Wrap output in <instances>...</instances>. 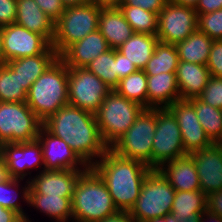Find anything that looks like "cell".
<instances>
[{
  "label": "cell",
  "mask_w": 222,
  "mask_h": 222,
  "mask_svg": "<svg viewBox=\"0 0 222 222\" xmlns=\"http://www.w3.org/2000/svg\"><path fill=\"white\" fill-rule=\"evenodd\" d=\"M222 8V0H199L195 7L197 14H206Z\"/></svg>",
  "instance_id": "f6af8a7d"
},
{
  "label": "cell",
  "mask_w": 222,
  "mask_h": 222,
  "mask_svg": "<svg viewBox=\"0 0 222 222\" xmlns=\"http://www.w3.org/2000/svg\"><path fill=\"white\" fill-rule=\"evenodd\" d=\"M202 215H191L183 222H201Z\"/></svg>",
  "instance_id": "9f6ffc18"
},
{
  "label": "cell",
  "mask_w": 222,
  "mask_h": 222,
  "mask_svg": "<svg viewBox=\"0 0 222 222\" xmlns=\"http://www.w3.org/2000/svg\"><path fill=\"white\" fill-rule=\"evenodd\" d=\"M134 33L156 35L158 14L134 6H119Z\"/></svg>",
  "instance_id": "e575fe53"
},
{
  "label": "cell",
  "mask_w": 222,
  "mask_h": 222,
  "mask_svg": "<svg viewBox=\"0 0 222 222\" xmlns=\"http://www.w3.org/2000/svg\"><path fill=\"white\" fill-rule=\"evenodd\" d=\"M219 146H220V148L222 149V139L217 143Z\"/></svg>",
  "instance_id": "680465c9"
},
{
  "label": "cell",
  "mask_w": 222,
  "mask_h": 222,
  "mask_svg": "<svg viewBox=\"0 0 222 222\" xmlns=\"http://www.w3.org/2000/svg\"><path fill=\"white\" fill-rule=\"evenodd\" d=\"M100 7H119L124 0H90Z\"/></svg>",
  "instance_id": "c3c4849f"
},
{
  "label": "cell",
  "mask_w": 222,
  "mask_h": 222,
  "mask_svg": "<svg viewBox=\"0 0 222 222\" xmlns=\"http://www.w3.org/2000/svg\"><path fill=\"white\" fill-rule=\"evenodd\" d=\"M175 189L158 169H151L141 187L140 195L129 211L136 222H149L171 213Z\"/></svg>",
  "instance_id": "52a82bcc"
},
{
  "label": "cell",
  "mask_w": 222,
  "mask_h": 222,
  "mask_svg": "<svg viewBox=\"0 0 222 222\" xmlns=\"http://www.w3.org/2000/svg\"><path fill=\"white\" fill-rule=\"evenodd\" d=\"M99 222H136L128 211H118L116 214L106 217Z\"/></svg>",
  "instance_id": "bcb514c9"
},
{
  "label": "cell",
  "mask_w": 222,
  "mask_h": 222,
  "mask_svg": "<svg viewBox=\"0 0 222 222\" xmlns=\"http://www.w3.org/2000/svg\"><path fill=\"white\" fill-rule=\"evenodd\" d=\"M86 68L112 89H114L119 83L120 79L117 77L115 49L110 48L105 53L99 55L92 60Z\"/></svg>",
  "instance_id": "d590c367"
},
{
  "label": "cell",
  "mask_w": 222,
  "mask_h": 222,
  "mask_svg": "<svg viewBox=\"0 0 222 222\" xmlns=\"http://www.w3.org/2000/svg\"><path fill=\"white\" fill-rule=\"evenodd\" d=\"M198 29V14L193 7L183 6L168 0L158 14V41L176 44L185 40Z\"/></svg>",
  "instance_id": "7c38bea8"
},
{
  "label": "cell",
  "mask_w": 222,
  "mask_h": 222,
  "mask_svg": "<svg viewBox=\"0 0 222 222\" xmlns=\"http://www.w3.org/2000/svg\"><path fill=\"white\" fill-rule=\"evenodd\" d=\"M22 181L23 179L10 178L8 181L0 182V205L4 208L14 210L20 216H25L28 213L23 210L20 203L22 201L20 200L22 199L28 205L30 182L26 179V183L23 186L20 185Z\"/></svg>",
  "instance_id": "d6a6232c"
},
{
  "label": "cell",
  "mask_w": 222,
  "mask_h": 222,
  "mask_svg": "<svg viewBox=\"0 0 222 222\" xmlns=\"http://www.w3.org/2000/svg\"><path fill=\"white\" fill-rule=\"evenodd\" d=\"M213 40L199 29L175 44L179 61L207 65Z\"/></svg>",
  "instance_id": "83f0119b"
},
{
  "label": "cell",
  "mask_w": 222,
  "mask_h": 222,
  "mask_svg": "<svg viewBox=\"0 0 222 222\" xmlns=\"http://www.w3.org/2000/svg\"><path fill=\"white\" fill-rule=\"evenodd\" d=\"M99 77L85 68H68L69 104L95 114L112 91Z\"/></svg>",
  "instance_id": "8fae6325"
},
{
  "label": "cell",
  "mask_w": 222,
  "mask_h": 222,
  "mask_svg": "<svg viewBox=\"0 0 222 222\" xmlns=\"http://www.w3.org/2000/svg\"><path fill=\"white\" fill-rule=\"evenodd\" d=\"M59 58L57 53H42L7 61L6 64L15 71L23 88L28 92L31 85Z\"/></svg>",
  "instance_id": "d4e9b609"
},
{
  "label": "cell",
  "mask_w": 222,
  "mask_h": 222,
  "mask_svg": "<svg viewBox=\"0 0 222 222\" xmlns=\"http://www.w3.org/2000/svg\"><path fill=\"white\" fill-rule=\"evenodd\" d=\"M98 30L112 49H118L134 34L119 7H102L100 9Z\"/></svg>",
  "instance_id": "44dd1931"
},
{
  "label": "cell",
  "mask_w": 222,
  "mask_h": 222,
  "mask_svg": "<svg viewBox=\"0 0 222 222\" xmlns=\"http://www.w3.org/2000/svg\"><path fill=\"white\" fill-rule=\"evenodd\" d=\"M206 66L211 76L222 77V39L213 40Z\"/></svg>",
  "instance_id": "f35d334b"
},
{
  "label": "cell",
  "mask_w": 222,
  "mask_h": 222,
  "mask_svg": "<svg viewBox=\"0 0 222 222\" xmlns=\"http://www.w3.org/2000/svg\"><path fill=\"white\" fill-rule=\"evenodd\" d=\"M72 197L46 196L29 188L28 205L55 222H69L73 219Z\"/></svg>",
  "instance_id": "484cf974"
},
{
  "label": "cell",
  "mask_w": 222,
  "mask_h": 222,
  "mask_svg": "<svg viewBox=\"0 0 222 222\" xmlns=\"http://www.w3.org/2000/svg\"><path fill=\"white\" fill-rule=\"evenodd\" d=\"M3 27L0 26V64L3 63Z\"/></svg>",
  "instance_id": "11a10c76"
},
{
  "label": "cell",
  "mask_w": 222,
  "mask_h": 222,
  "mask_svg": "<svg viewBox=\"0 0 222 222\" xmlns=\"http://www.w3.org/2000/svg\"><path fill=\"white\" fill-rule=\"evenodd\" d=\"M188 100L194 105L206 135L213 143H218L222 139V110L206 104L198 97Z\"/></svg>",
  "instance_id": "4dcf8cb0"
},
{
  "label": "cell",
  "mask_w": 222,
  "mask_h": 222,
  "mask_svg": "<svg viewBox=\"0 0 222 222\" xmlns=\"http://www.w3.org/2000/svg\"><path fill=\"white\" fill-rule=\"evenodd\" d=\"M71 202L72 222H99L118 212L105 182L92 167L77 179Z\"/></svg>",
  "instance_id": "3957f363"
},
{
  "label": "cell",
  "mask_w": 222,
  "mask_h": 222,
  "mask_svg": "<svg viewBox=\"0 0 222 222\" xmlns=\"http://www.w3.org/2000/svg\"><path fill=\"white\" fill-rule=\"evenodd\" d=\"M15 23L44 36L52 44L55 34V21L40 9L35 0H17Z\"/></svg>",
  "instance_id": "7402d4cb"
},
{
  "label": "cell",
  "mask_w": 222,
  "mask_h": 222,
  "mask_svg": "<svg viewBox=\"0 0 222 222\" xmlns=\"http://www.w3.org/2000/svg\"><path fill=\"white\" fill-rule=\"evenodd\" d=\"M207 209L222 217V190L212 192L207 196Z\"/></svg>",
  "instance_id": "ee69618b"
},
{
  "label": "cell",
  "mask_w": 222,
  "mask_h": 222,
  "mask_svg": "<svg viewBox=\"0 0 222 222\" xmlns=\"http://www.w3.org/2000/svg\"><path fill=\"white\" fill-rule=\"evenodd\" d=\"M198 29L212 40L222 39V8L206 14H198Z\"/></svg>",
  "instance_id": "8d00e7d4"
},
{
  "label": "cell",
  "mask_w": 222,
  "mask_h": 222,
  "mask_svg": "<svg viewBox=\"0 0 222 222\" xmlns=\"http://www.w3.org/2000/svg\"><path fill=\"white\" fill-rule=\"evenodd\" d=\"M42 124L51 134L64 140L88 167L109 149L100 135L95 114L70 104L61 107Z\"/></svg>",
  "instance_id": "6da1fadb"
},
{
  "label": "cell",
  "mask_w": 222,
  "mask_h": 222,
  "mask_svg": "<svg viewBox=\"0 0 222 222\" xmlns=\"http://www.w3.org/2000/svg\"><path fill=\"white\" fill-rule=\"evenodd\" d=\"M207 210V195L201 190L176 191L171 215L183 222L191 215H202Z\"/></svg>",
  "instance_id": "f1b7e54d"
},
{
  "label": "cell",
  "mask_w": 222,
  "mask_h": 222,
  "mask_svg": "<svg viewBox=\"0 0 222 222\" xmlns=\"http://www.w3.org/2000/svg\"><path fill=\"white\" fill-rule=\"evenodd\" d=\"M198 98L206 104L222 110V77L210 76Z\"/></svg>",
  "instance_id": "74e56055"
},
{
  "label": "cell",
  "mask_w": 222,
  "mask_h": 222,
  "mask_svg": "<svg viewBox=\"0 0 222 222\" xmlns=\"http://www.w3.org/2000/svg\"><path fill=\"white\" fill-rule=\"evenodd\" d=\"M179 64L178 52L175 44H156L154 54L143 69L146 75H158L160 73L176 72Z\"/></svg>",
  "instance_id": "f546056e"
},
{
  "label": "cell",
  "mask_w": 222,
  "mask_h": 222,
  "mask_svg": "<svg viewBox=\"0 0 222 222\" xmlns=\"http://www.w3.org/2000/svg\"><path fill=\"white\" fill-rule=\"evenodd\" d=\"M158 170L175 191L201 190L195 162L190 154L166 162Z\"/></svg>",
  "instance_id": "ffe728a7"
},
{
  "label": "cell",
  "mask_w": 222,
  "mask_h": 222,
  "mask_svg": "<svg viewBox=\"0 0 222 222\" xmlns=\"http://www.w3.org/2000/svg\"><path fill=\"white\" fill-rule=\"evenodd\" d=\"M40 9L53 21H57L64 12L65 6L61 0H35Z\"/></svg>",
  "instance_id": "60d3db41"
},
{
  "label": "cell",
  "mask_w": 222,
  "mask_h": 222,
  "mask_svg": "<svg viewBox=\"0 0 222 222\" xmlns=\"http://www.w3.org/2000/svg\"><path fill=\"white\" fill-rule=\"evenodd\" d=\"M28 215L20 216L15 222H31Z\"/></svg>",
  "instance_id": "6f0895ef"
},
{
  "label": "cell",
  "mask_w": 222,
  "mask_h": 222,
  "mask_svg": "<svg viewBox=\"0 0 222 222\" xmlns=\"http://www.w3.org/2000/svg\"><path fill=\"white\" fill-rule=\"evenodd\" d=\"M168 109L177 120L182 134V143L187 154L213 144L198 121L194 105L188 99H179L171 104Z\"/></svg>",
  "instance_id": "9a60e30c"
},
{
  "label": "cell",
  "mask_w": 222,
  "mask_h": 222,
  "mask_svg": "<svg viewBox=\"0 0 222 222\" xmlns=\"http://www.w3.org/2000/svg\"><path fill=\"white\" fill-rule=\"evenodd\" d=\"M156 108H144L133 125L110 147L121 157L138 160L152 169Z\"/></svg>",
  "instance_id": "ba28073f"
},
{
  "label": "cell",
  "mask_w": 222,
  "mask_h": 222,
  "mask_svg": "<svg viewBox=\"0 0 222 222\" xmlns=\"http://www.w3.org/2000/svg\"><path fill=\"white\" fill-rule=\"evenodd\" d=\"M11 178L4 158L0 155V182L8 181Z\"/></svg>",
  "instance_id": "681fc988"
},
{
  "label": "cell",
  "mask_w": 222,
  "mask_h": 222,
  "mask_svg": "<svg viewBox=\"0 0 222 222\" xmlns=\"http://www.w3.org/2000/svg\"><path fill=\"white\" fill-rule=\"evenodd\" d=\"M65 7L86 4L90 0H61Z\"/></svg>",
  "instance_id": "db71d44e"
},
{
  "label": "cell",
  "mask_w": 222,
  "mask_h": 222,
  "mask_svg": "<svg viewBox=\"0 0 222 222\" xmlns=\"http://www.w3.org/2000/svg\"><path fill=\"white\" fill-rule=\"evenodd\" d=\"M85 170H43L29 181L30 187L40 195L72 197L74 186Z\"/></svg>",
  "instance_id": "ac0fdd59"
},
{
  "label": "cell",
  "mask_w": 222,
  "mask_h": 222,
  "mask_svg": "<svg viewBox=\"0 0 222 222\" xmlns=\"http://www.w3.org/2000/svg\"><path fill=\"white\" fill-rule=\"evenodd\" d=\"M187 155L177 120L168 108H156V128L152 145V169Z\"/></svg>",
  "instance_id": "30bf717a"
},
{
  "label": "cell",
  "mask_w": 222,
  "mask_h": 222,
  "mask_svg": "<svg viewBox=\"0 0 222 222\" xmlns=\"http://www.w3.org/2000/svg\"><path fill=\"white\" fill-rule=\"evenodd\" d=\"M149 222H179L173 215L169 214L165 217H157Z\"/></svg>",
  "instance_id": "f5cc1de1"
},
{
  "label": "cell",
  "mask_w": 222,
  "mask_h": 222,
  "mask_svg": "<svg viewBox=\"0 0 222 222\" xmlns=\"http://www.w3.org/2000/svg\"><path fill=\"white\" fill-rule=\"evenodd\" d=\"M37 140L42 146L45 170H86L88 168L64 140L51 134L43 125Z\"/></svg>",
  "instance_id": "2e32d148"
},
{
  "label": "cell",
  "mask_w": 222,
  "mask_h": 222,
  "mask_svg": "<svg viewBox=\"0 0 222 222\" xmlns=\"http://www.w3.org/2000/svg\"><path fill=\"white\" fill-rule=\"evenodd\" d=\"M3 63L42 53H56L42 35L31 32L17 23L3 27Z\"/></svg>",
  "instance_id": "4fadbf2b"
},
{
  "label": "cell",
  "mask_w": 222,
  "mask_h": 222,
  "mask_svg": "<svg viewBox=\"0 0 222 222\" xmlns=\"http://www.w3.org/2000/svg\"><path fill=\"white\" fill-rule=\"evenodd\" d=\"M200 180V188L207 196L222 190V149L217 143L190 153Z\"/></svg>",
  "instance_id": "e0dca14e"
},
{
  "label": "cell",
  "mask_w": 222,
  "mask_h": 222,
  "mask_svg": "<svg viewBox=\"0 0 222 222\" xmlns=\"http://www.w3.org/2000/svg\"><path fill=\"white\" fill-rule=\"evenodd\" d=\"M17 0H0V26L5 27L16 22Z\"/></svg>",
  "instance_id": "ab89813d"
},
{
  "label": "cell",
  "mask_w": 222,
  "mask_h": 222,
  "mask_svg": "<svg viewBox=\"0 0 222 222\" xmlns=\"http://www.w3.org/2000/svg\"><path fill=\"white\" fill-rule=\"evenodd\" d=\"M21 79L6 63L0 64V102H26Z\"/></svg>",
  "instance_id": "836d02e7"
},
{
  "label": "cell",
  "mask_w": 222,
  "mask_h": 222,
  "mask_svg": "<svg viewBox=\"0 0 222 222\" xmlns=\"http://www.w3.org/2000/svg\"><path fill=\"white\" fill-rule=\"evenodd\" d=\"M114 90L123 97L148 108L147 75L144 70H137L119 80Z\"/></svg>",
  "instance_id": "1f68e13d"
},
{
  "label": "cell",
  "mask_w": 222,
  "mask_h": 222,
  "mask_svg": "<svg viewBox=\"0 0 222 222\" xmlns=\"http://www.w3.org/2000/svg\"><path fill=\"white\" fill-rule=\"evenodd\" d=\"M105 182L118 211H130L144 178L151 170L145 163L119 156L110 148L92 166Z\"/></svg>",
  "instance_id": "7a4b0ae2"
},
{
  "label": "cell",
  "mask_w": 222,
  "mask_h": 222,
  "mask_svg": "<svg viewBox=\"0 0 222 222\" xmlns=\"http://www.w3.org/2000/svg\"><path fill=\"white\" fill-rule=\"evenodd\" d=\"M158 37L156 35L134 33L117 51L128 58L139 70H143L154 54Z\"/></svg>",
  "instance_id": "4316f807"
},
{
  "label": "cell",
  "mask_w": 222,
  "mask_h": 222,
  "mask_svg": "<svg viewBox=\"0 0 222 222\" xmlns=\"http://www.w3.org/2000/svg\"><path fill=\"white\" fill-rule=\"evenodd\" d=\"M101 8L91 1L86 4L65 7L63 14L55 22L52 42V47L59 56L70 45L98 29Z\"/></svg>",
  "instance_id": "8992f818"
},
{
  "label": "cell",
  "mask_w": 222,
  "mask_h": 222,
  "mask_svg": "<svg viewBox=\"0 0 222 222\" xmlns=\"http://www.w3.org/2000/svg\"><path fill=\"white\" fill-rule=\"evenodd\" d=\"M143 109V106L123 97L114 89L105 97L95 118L108 148L133 125Z\"/></svg>",
  "instance_id": "5b68a950"
},
{
  "label": "cell",
  "mask_w": 222,
  "mask_h": 222,
  "mask_svg": "<svg viewBox=\"0 0 222 222\" xmlns=\"http://www.w3.org/2000/svg\"><path fill=\"white\" fill-rule=\"evenodd\" d=\"M201 222H222V217L211 213L208 209L202 214Z\"/></svg>",
  "instance_id": "f907efd6"
},
{
  "label": "cell",
  "mask_w": 222,
  "mask_h": 222,
  "mask_svg": "<svg viewBox=\"0 0 222 222\" xmlns=\"http://www.w3.org/2000/svg\"><path fill=\"white\" fill-rule=\"evenodd\" d=\"M0 155L4 158L11 178L31 180L30 169L45 170L42 146L38 140L23 143H4L0 146ZM43 166V167H42ZM37 168V169H36Z\"/></svg>",
  "instance_id": "5bb4252c"
},
{
  "label": "cell",
  "mask_w": 222,
  "mask_h": 222,
  "mask_svg": "<svg viewBox=\"0 0 222 222\" xmlns=\"http://www.w3.org/2000/svg\"><path fill=\"white\" fill-rule=\"evenodd\" d=\"M168 0H124L120 6L141 7L144 10L159 14Z\"/></svg>",
  "instance_id": "b9f144b4"
},
{
  "label": "cell",
  "mask_w": 222,
  "mask_h": 222,
  "mask_svg": "<svg viewBox=\"0 0 222 222\" xmlns=\"http://www.w3.org/2000/svg\"><path fill=\"white\" fill-rule=\"evenodd\" d=\"M20 215L14 210L4 208L0 205V222H15Z\"/></svg>",
  "instance_id": "7dc6e473"
},
{
  "label": "cell",
  "mask_w": 222,
  "mask_h": 222,
  "mask_svg": "<svg viewBox=\"0 0 222 222\" xmlns=\"http://www.w3.org/2000/svg\"><path fill=\"white\" fill-rule=\"evenodd\" d=\"M26 103L42 122L69 104L68 67L60 58L31 85Z\"/></svg>",
  "instance_id": "277c9868"
},
{
  "label": "cell",
  "mask_w": 222,
  "mask_h": 222,
  "mask_svg": "<svg viewBox=\"0 0 222 222\" xmlns=\"http://www.w3.org/2000/svg\"><path fill=\"white\" fill-rule=\"evenodd\" d=\"M110 49L97 29L70 45L59 58L68 68H85L92 60Z\"/></svg>",
  "instance_id": "d6986e66"
},
{
  "label": "cell",
  "mask_w": 222,
  "mask_h": 222,
  "mask_svg": "<svg viewBox=\"0 0 222 222\" xmlns=\"http://www.w3.org/2000/svg\"><path fill=\"white\" fill-rule=\"evenodd\" d=\"M173 3L183 5V6H189L195 8L198 4L199 0H169Z\"/></svg>",
  "instance_id": "816d5d0a"
},
{
  "label": "cell",
  "mask_w": 222,
  "mask_h": 222,
  "mask_svg": "<svg viewBox=\"0 0 222 222\" xmlns=\"http://www.w3.org/2000/svg\"><path fill=\"white\" fill-rule=\"evenodd\" d=\"M210 76L206 65L179 61L176 79L180 99L198 97L207 85Z\"/></svg>",
  "instance_id": "cb8c5ba5"
},
{
  "label": "cell",
  "mask_w": 222,
  "mask_h": 222,
  "mask_svg": "<svg viewBox=\"0 0 222 222\" xmlns=\"http://www.w3.org/2000/svg\"><path fill=\"white\" fill-rule=\"evenodd\" d=\"M115 59L117 60V77L119 79L127 77L129 74L138 70L134 63L130 62L128 58L118 52L117 49H115Z\"/></svg>",
  "instance_id": "7bdbcfd3"
},
{
  "label": "cell",
  "mask_w": 222,
  "mask_h": 222,
  "mask_svg": "<svg viewBox=\"0 0 222 222\" xmlns=\"http://www.w3.org/2000/svg\"><path fill=\"white\" fill-rule=\"evenodd\" d=\"M148 108H168L180 99L176 72L147 75Z\"/></svg>",
  "instance_id": "603a6c76"
},
{
  "label": "cell",
  "mask_w": 222,
  "mask_h": 222,
  "mask_svg": "<svg viewBox=\"0 0 222 222\" xmlns=\"http://www.w3.org/2000/svg\"><path fill=\"white\" fill-rule=\"evenodd\" d=\"M42 125L26 102H0V146L37 140Z\"/></svg>",
  "instance_id": "9c48e42d"
}]
</instances>
